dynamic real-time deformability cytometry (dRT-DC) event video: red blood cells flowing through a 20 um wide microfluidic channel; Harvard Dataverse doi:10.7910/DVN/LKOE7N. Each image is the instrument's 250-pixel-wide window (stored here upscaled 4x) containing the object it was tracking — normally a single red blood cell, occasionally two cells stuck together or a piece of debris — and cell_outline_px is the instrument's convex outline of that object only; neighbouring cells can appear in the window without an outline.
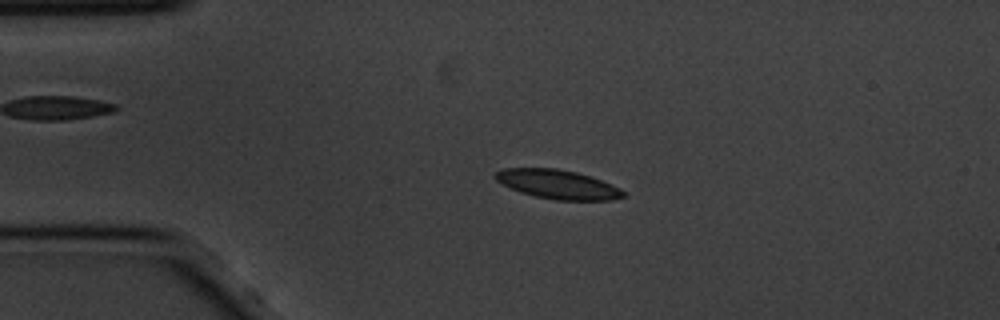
{"species": "common noctule bat (a hibernating species)", "species_latin": "Nyctalus noctula", "temperature_condition": "cold", "stored_images_in_passage": 57, "camera_frame_rate_fps": 3000, "um_per_image_px": 0.085, "animal": {"sex": "male", "body_mass_g": 20.1, "forearm_length_mm": 53.5}, "frame": {"image": 1, "passage_image": 12, "time_ms": 3.667, "image_size_px": [1000, 320], "cell_outline_px": [[628, 196], [612, 200], [556, 200], [536, 196], [520, 192], [496, 180], [492, 176], [496, 172], [504, 168], [556, 168], [576, 172], [600, 180], [620, 188]], "centroid_in_image_um": [47.42, 15.67], "position_along_channel_um": 37.6, "area_um2": 21.5}}
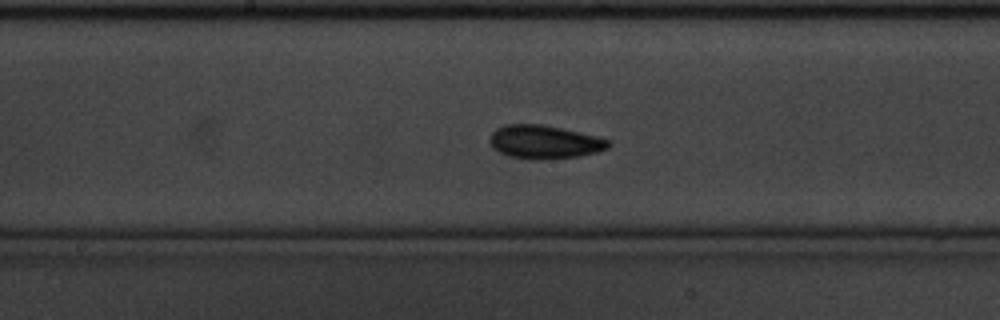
{"frame": {"image": 2, "passage_image": 29, "time_ms": 9.333, "image_size_px": [1000, 320], "cell_outline_px": [[612, 144], [608, 148], [600, 152], [580, 156], [540, 160], [532, 160], [508, 156], [492, 148], [492, 132], [496, 128], [504, 124], [544, 124], [596, 136], [612, 140]], "centroid_in_image_um": [46.33, 12.07], "position_along_channel_um": 201.9, "area_um2": 23.35}}
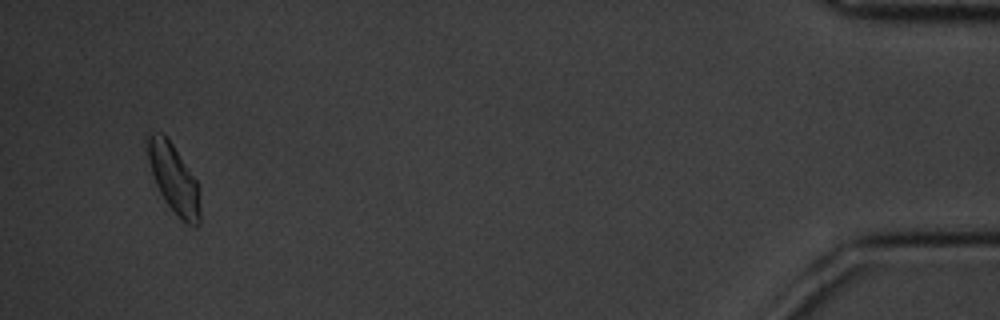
{"frame": {"image": 3, "passage_image": 55, "time_ms": 18.0, "image_size_px": [1000, 320], "cell_outline_px": [[200, 224], [196, 228], [184, 224], [180, 220], [164, 200], [156, 184], [148, 160], [144, 140], [144, 136], [152, 132], [164, 132], [196, 180], [200, 188]], "centroid_in_image_um": [14.77, 15.19], "position_along_channel_um": 420.4, "area_um2": 21.62}, "authors_computed_cell_mechanics": {"area_um2": 21.5594, "velocity_mm_per_s": 3.4172, "shape_relaxation_time_tau1_ms": 2.2955, "shape_relaxation_time_tau2_ms": 2.455, "deformation_change_tau1": 0.1173, "deformation_change_tau2": 0.0808}}